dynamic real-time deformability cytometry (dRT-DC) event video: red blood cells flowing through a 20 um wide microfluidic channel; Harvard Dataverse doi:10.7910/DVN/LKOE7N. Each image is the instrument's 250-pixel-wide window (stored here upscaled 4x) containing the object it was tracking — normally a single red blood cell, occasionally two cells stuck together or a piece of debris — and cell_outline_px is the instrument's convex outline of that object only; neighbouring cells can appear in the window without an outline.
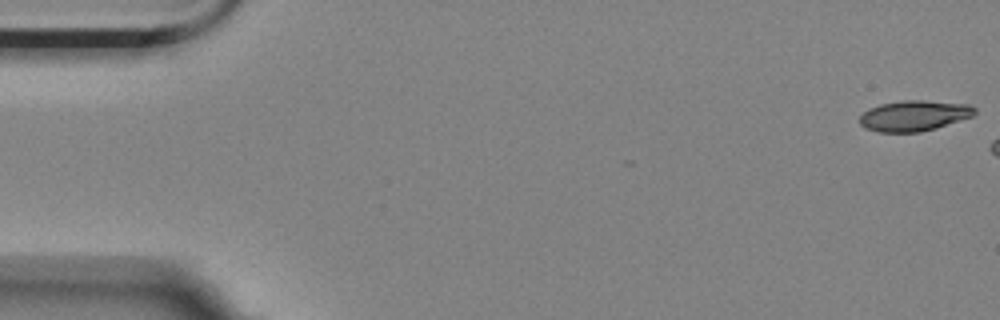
{"species": "Egyptian fruit bat (a non-hibernating species)", "species_latin": "Rousettus aegyptiacus", "temperature_condition": "room temperature", "stored_images_in_passage": 7, "camera_frame_rate_fps": 3000, "um_per_image_px": 0.085, "animal": {"sex": "female"}, "frame": {"image": 1, "passage_image": 1, "time_ms": 0.0, "image_size_px": [1000, 320], "cell_outline_px": [[976, 112], [972, 116], [936, 128], [920, 132], [880, 132], [864, 128], [860, 124], [860, 116], [868, 108], [880, 104], [904, 100], [924, 100], [968, 104], [976, 108]], "centroid_in_image_um": [77.68, 9.83], "position_along_channel_um": 7.3, "area_um2": 20.52}}
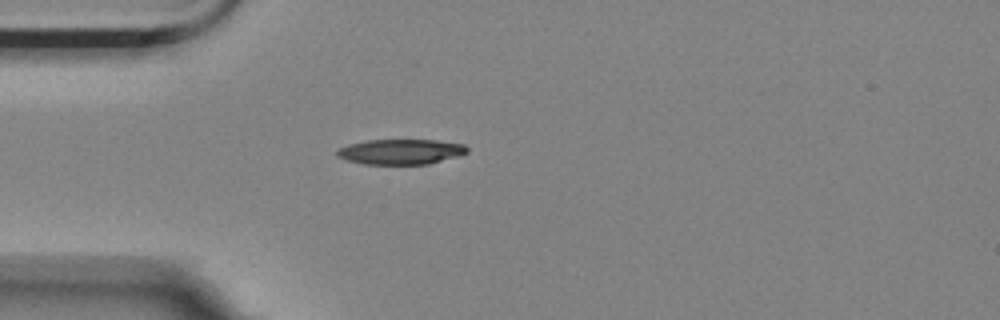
{"frame": {"image": 2, "passage_image": 6, "time_ms": 1.667, "image_size_px": [1000, 320], "cell_outline_px": [[468, 152], [460, 156], [428, 164], [364, 164], [348, 160], [336, 156], [336, 148], [348, 144], [368, 140], [436, 140], [464, 144], [468, 148]], "centroid_in_image_um": [34.06, 12.89], "position_along_channel_um": 50.9, "area_um2": 19.25}}